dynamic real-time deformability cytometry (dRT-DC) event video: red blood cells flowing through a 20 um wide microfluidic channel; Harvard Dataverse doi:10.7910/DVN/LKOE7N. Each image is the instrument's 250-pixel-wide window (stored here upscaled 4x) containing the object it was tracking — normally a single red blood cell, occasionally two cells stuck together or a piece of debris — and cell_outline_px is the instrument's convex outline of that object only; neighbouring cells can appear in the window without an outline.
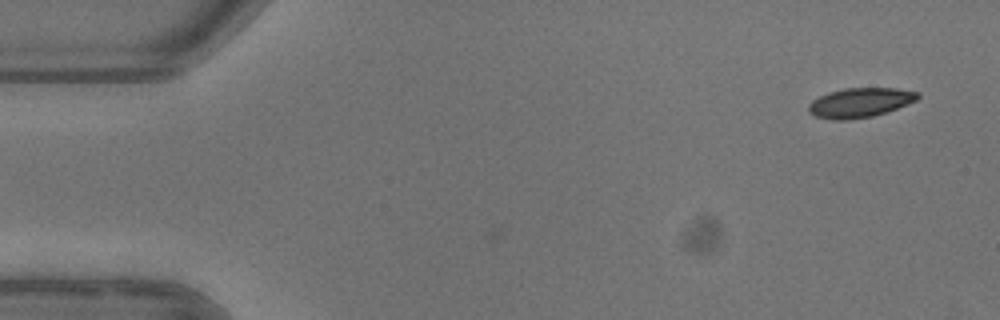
{"species": "common noctule bat (a hibernating species)", "species_latin": "Nyctalus noctula", "temperature_condition": "warm", "stored_images_in_passage": 2, "camera_frame_rate_fps": 3000, "um_per_image_px": 0.085, "animal": {"sex": "female"}, "frame": {"image": 1, "passage_image": 2, "time_ms": 1.0, "image_size_px": [1000, 320], "cell_outline_px": [[920, 96], [916, 100], [896, 108], [872, 116], [844, 120], [832, 120], [816, 116], [808, 112], [808, 104], [812, 100], [828, 92], [844, 88], [896, 88], [920, 92]], "centroid_in_image_um": [73.07, 8.71], "position_along_channel_um": 11.9, "area_um2": 18.67}}